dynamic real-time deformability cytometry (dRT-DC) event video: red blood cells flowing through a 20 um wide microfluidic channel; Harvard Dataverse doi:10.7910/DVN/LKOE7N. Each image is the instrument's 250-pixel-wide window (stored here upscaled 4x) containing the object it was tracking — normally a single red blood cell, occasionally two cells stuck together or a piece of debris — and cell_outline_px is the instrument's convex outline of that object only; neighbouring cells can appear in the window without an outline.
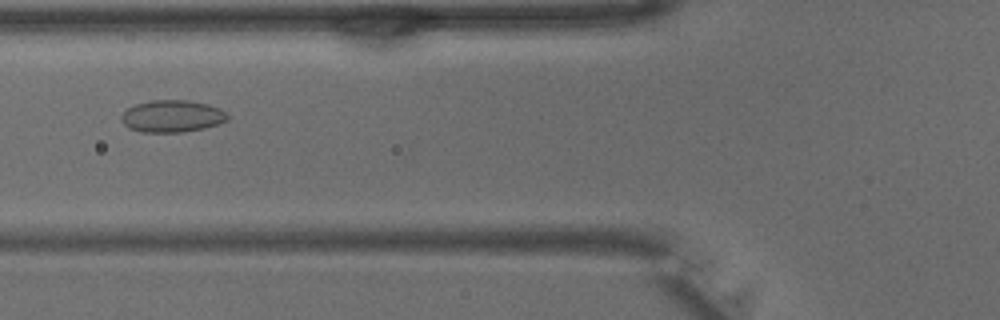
{"species": "common noctule bat (a hibernating species)", "species_latin": "Nyctalus noctula", "temperature_condition": "warm", "stored_images_in_passage": 31, "camera_frame_rate_fps": 3000, "um_per_image_px": 0.085, "animal": {"sex": "male", "body_mass_g": 15.6}, "frame": {"image": 1, "passage_image": 6, "time_ms": 1.667, "image_size_px": [1000, 320], "cell_outline_px": [[228, 120], [204, 128], [184, 132], [140, 132], [128, 128], [120, 120], [120, 116], [128, 108], [136, 104], [152, 100], [188, 100], [208, 104], [220, 108], [228, 112]], "centroid_in_image_um": [14.63, 9.88], "position_along_channel_um": 111.2, "area_um2": 20.0}}
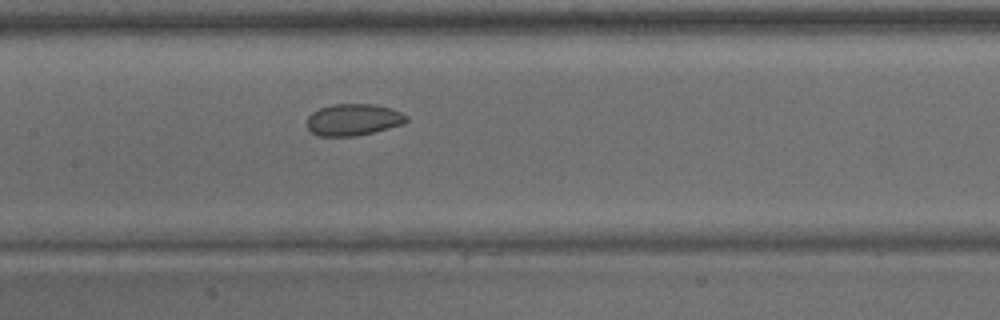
{"frame": {"image": 2, "passage_image": 10, "time_ms": 3.0, "image_size_px": [1000, 320], "cell_outline_px": [[408, 120], [404, 124], [356, 136], [320, 136], [312, 132], [308, 128], [308, 116], [312, 112], [320, 108], [332, 104], [372, 104], [388, 108], [400, 112], [408, 116]], "centroid_in_image_um": [30.03, 10.17], "position_along_channel_um": 177.4, "area_um2": 18.21}}
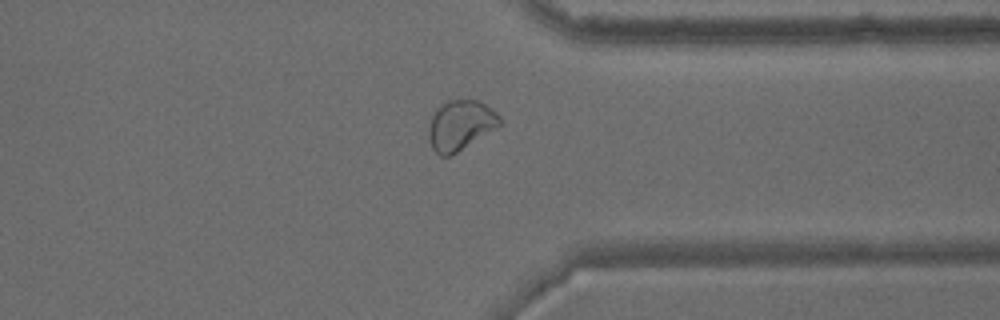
{"frame": {"image": 3, "passage_image": 22, "time_ms": 7.0, "image_size_px": [1000, 320], "cell_outline_px": [[500, 124], [456, 152], [448, 156], [440, 156], [432, 148], [428, 140], [428, 128], [432, 116], [436, 108], [440, 104], [448, 100], [480, 100], [492, 108], [500, 116]], "centroid_in_image_um": [39.09, 10.61], "position_along_channel_um": 372.3, "area_um2": 20.4}}